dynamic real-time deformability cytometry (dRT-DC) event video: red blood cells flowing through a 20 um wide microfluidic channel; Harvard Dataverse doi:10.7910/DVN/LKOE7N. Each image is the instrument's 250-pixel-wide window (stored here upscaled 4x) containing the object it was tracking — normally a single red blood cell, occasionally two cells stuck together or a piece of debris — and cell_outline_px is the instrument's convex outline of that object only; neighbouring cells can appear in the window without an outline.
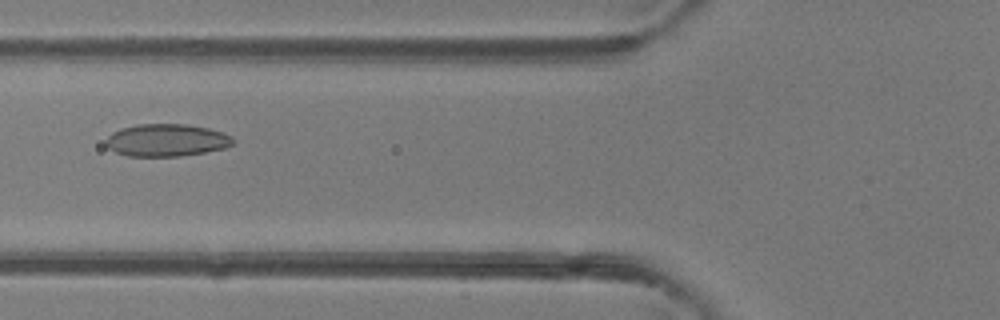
{"species": "common noctule bat (a hibernating species)", "species_latin": "Nyctalus noctula", "temperature_condition": "room temperature", "stored_images_in_passage": 40, "camera_frame_rate_fps": 3000, "um_per_image_px": 0.085, "animal": {"sex": "female"}, "frame": {"image": 1, "passage_image": 11, "time_ms": 3.333, "image_size_px": [1000, 320], "cell_outline_px": [[236, 140], [232, 144], [224, 148], [204, 152], [180, 156], [128, 156], [116, 152], [108, 148], [108, 136], [112, 132], [120, 128], [136, 124], [184, 124], [208, 128], [232, 136]], "centroid_in_image_um": [14.16, 11.91], "position_along_channel_um": 111.6, "area_um2": 23.87}}
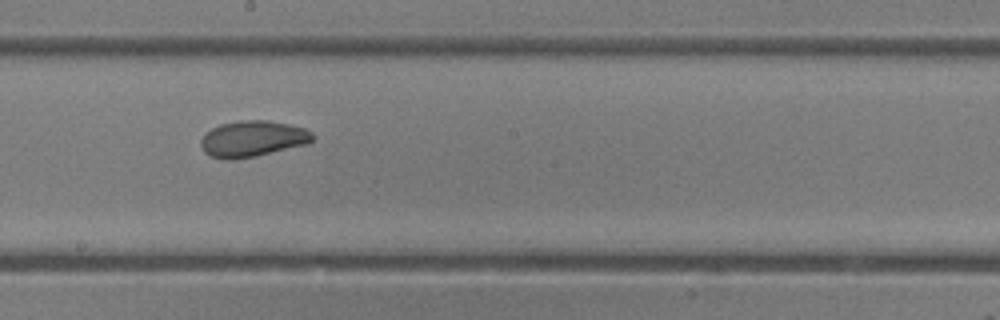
{"frame": {"image": 2, "passage_image": 19, "time_ms": 6.0, "image_size_px": [1000, 320], "cell_outline_px": [[316, 136], [308, 144], [256, 156], [232, 160], [228, 160], [212, 156], [204, 152], [200, 144], [200, 140], [212, 128], [220, 124], [240, 120], [268, 120], [288, 124], [304, 128], [312, 132]], "centroid_in_image_um": [21.5, 11.79], "position_along_channel_um": 226.7, "area_um2": 23.52}}
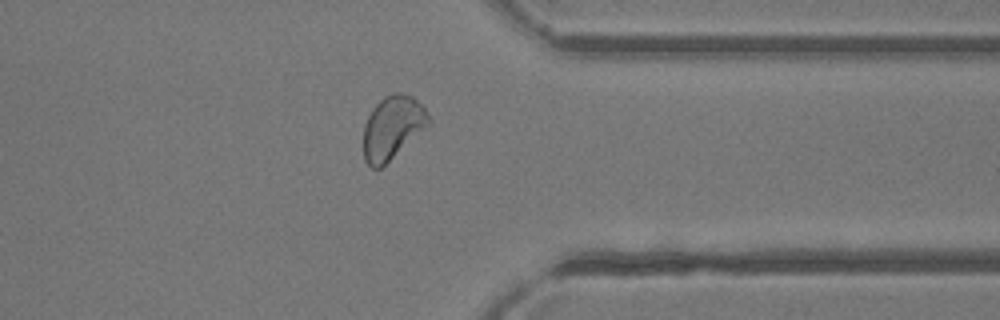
{"frame": {"image": 3, "passage_image": 30, "time_ms": 9.667, "image_size_px": [1000, 320], "cell_outline_px": [[432, 120], [428, 124], [380, 168], [372, 168], [364, 160], [364, 124], [372, 108], [384, 96], [392, 92], [400, 92], [412, 96], [424, 108]], "centroid_in_image_um": [33.33, 10.8], "position_along_channel_um": 378.1, "area_um2": 23.47}, "authors_computed_cell_mechanics": {"area_um2": 23.987, "velocity_mm_per_s": 4.307, "shape_relaxation_time_tau1_ms": 6.5823, "shape_relaxation_time_tau2_ms": 1.1594, "deformation_change_tau1": 0.1413, "deformation_change_tau2": 0.0459}}